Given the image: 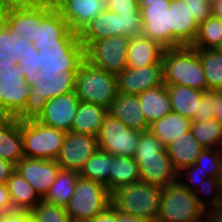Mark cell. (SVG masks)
<instances>
[{
	"instance_id": "cell-13",
	"label": "cell",
	"mask_w": 222,
	"mask_h": 222,
	"mask_svg": "<svg viewBox=\"0 0 222 222\" xmlns=\"http://www.w3.org/2000/svg\"><path fill=\"white\" fill-rule=\"evenodd\" d=\"M99 149L97 137L74 131L66 132L57 163L61 169L80 172L84 163Z\"/></svg>"
},
{
	"instance_id": "cell-34",
	"label": "cell",
	"mask_w": 222,
	"mask_h": 222,
	"mask_svg": "<svg viewBox=\"0 0 222 222\" xmlns=\"http://www.w3.org/2000/svg\"><path fill=\"white\" fill-rule=\"evenodd\" d=\"M203 66L208 91L222 90V49H196Z\"/></svg>"
},
{
	"instance_id": "cell-19",
	"label": "cell",
	"mask_w": 222,
	"mask_h": 222,
	"mask_svg": "<svg viewBox=\"0 0 222 222\" xmlns=\"http://www.w3.org/2000/svg\"><path fill=\"white\" fill-rule=\"evenodd\" d=\"M53 2L76 35L106 9L105 0H53Z\"/></svg>"
},
{
	"instance_id": "cell-40",
	"label": "cell",
	"mask_w": 222,
	"mask_h": 222,
	"mask_svg": "<svg viewBox=\"0 0 222 222\" xmlns=\"http://www.w3.org/2000/svg\"><path fill=\"white\" fill-rule=\"evenodd\" d=\"M118 14L119 36L129 38L141 36L140 11H131Z\"/></svg>"
},
{
	"instance_id": "cell-3",
	"label": "cell",
	"mask_w": 222,
	"mask_h": 222,
	"mask_svg": "<svg viewBox=\"0 0 222 222\" xmlns=\"http://www.w3.org/2000/svg\"><path fill=\"white\" fill-rule=\"evenodd\" d=\"M79 102L74 90L55 71L40 87L34 117L47 126L70 132Z\"/></svg>"
},
{
	"instance_id": "cell-11",
	"label": "cell",
	"mask_w": 222,
	"mask_h": 222,
	"mask_svg": "<svg viewBox=\"0 0 222 222\" xmlns=\"http://www.w3.org/2000/svg\"><path fill=\"white\" fill-rule=\"evenodd\" d=\"M130 38L111 36L90 42L79 56L89 65L117 75L127 68Z\"/></svg>"
},
{
	"instance_id": "cell-16",
	"label": "cell",
	"mask_w": 222,
	"mask_h": 222,
	"mask_svg": "<svg viewBox=\"0 0 222 222\" xmlns=\"http://www.w3.org/2000/svg\"><path fill=\"white\" fill-rule=\"evenodd\" d=\"M116 76L119 94L137 96L164 84L162 61L139 68L127 67Z\"/></svg>"
},
{
	"instance_id": "cell-2",
	"label": "cell",
	"mask_w": 222,
	"mask_h": 222,
	"mask_svg": "<svg viewBox=\"0 0 222 222\" xmlns=\"http://www.w3.org/2000/svg\"><path fill=\"white\" fill-rule=\"evenodd\" d=\"M80 101L109 109L118 95L117 76L89 65L79 55L56 71Z\"/></svg>"
},
{
	"instance_id": "cell-57",
	"label": "cell",
	"mask_w": 222,
	"mask_h": 222,
	"mask_svg": "<svg viewBox=\"0 0 222 222\" xmlns=\"http://www.w3.org/2000/svg\"><path fill=\"white\" fill-rule=\"evenodd\" d=\"M217 182H218V190H219V193H220L221 196H222V165H221L220 173H219L218 176H217Z\"/></svg>"
},
{
	"instance_id": "cell-36",
	"label": "cell",
	"mask_w": 222,
	"mask_h": 222,
	"mask_svg": "<svg viewBox=\"0 0 222 222\" xmlns=\"http://www.w3.org/2000/svg\"><path fill=\"white\" fill-rule=\"evenodd\" d=\"M190 131L203 148L222 150V125L215 118L192 121Z\"/></svg>"
},
{
	"instance_id": "cell-52",
	"label": "cell",
	"mask_w": 222,
	"mask_h": 222,
	"mask_svg": "<svg viewBox=\"0 0 222 222\" xmlns=\"http://www.w3.org/2000/svg\"><path fill=\"white\" fill-rule=\"evenodd\" d=\"M212 16L222 20V0L211 3Z\"/></svg>"
},
{
	"instance_id": "cell-18",
	"label": "cell",
	"mask_w": 222,
	"mask_h": 222,
	"mask_svg": "<svg viewBox=\"0 0 222 222\" xmlns=\"http://www.w3.org/2000/svg\"><path fill=\"white\" fill-rule=\"evenodd\" d=\"M140 180L160 188L178 181V171L169 158L166 148L156 155L141 156L136 160Z\"/></svg>"
},
{
	"instance_id": "cell-28",
	"label": "cell",
	"mask_w": 222,
	"mask_h": 222,
	"mask_svg": "<svg viewBox=\"0 0 222 222\" xmlns=\"http://www.w3.org/2000/svg\"><path fill=\"white\" fill-rule=\"evenodd\" d=\"M108 109L102 105L79 102L71 131L87 135H98Z\"/></svg>"
},
{
	"instance_id": "cell-38",
	"label": "cell",
	"mask_w": 222,
	"mask_h": 222,
	"mask_svg": "<svg viewBox=\"0 0 222 222\" xmlns=\"http://www.w3.org/2000/svg\"><path fill=\"white\" fill-rule=\"evenodd\" d=\"M193 193L196 196L199 204L205 209L206 212L212 211L217 206L219 199L221 198V194L218 190L217 178L212 177L204 179L202 184L198 185V188Z\"/></svg>"
},
{
	"instance_id": "cell-46",
	"label": "cell",
	"mask_w": 222,
	"mask_h": 222,
	"mask_svg": "<svg viewBox=\"0 0 222 222\" xmlns=\"http://www.w3.org/2000/svg\"><path fill=\"white\" fill-rule=\"evenodd\" d=\"M30 218L29 211L12 210L0 215V222H27Z\"/></svg>"
},
{
	"instance_id": "cell-51",
	"label": "cell",
	"mask_w": 222,
	"mask_h": 222,
	"mask_svg": "<svg viewBox=\"0 0 222 222\" xmlns=\"http://www.w3.org/2000/svg\"><path fill=\"white\" fill-rule=\"evenodd\" d=\"M214 118L222 125V90L216 91Z\"/></svg>"
},
{
	"instance_id": "cell-6",
	"label": "cell",
	"mask_w": 222,
	"mask_h": 222,
	"mask_svg": "<svg viewBox=\"0 0 222 222\" xmlns=\"http://www.w3.org/2000/svg\"><path fill=\"white\" fill-rule=\"evenodd\" d=\"M160 195V187L140 180L112 192L111 204L122 213L153 222L159 215Z\"/></svg>"
},
{
	"instance_id": "cell-10",
	"label": "cell",
	"mask_w": 222,
	"mask_h": 222,
	"mask_svg": "<svg viewBox=\"0 0 222 222\" xmlns=\"http://www.w3.org/2000/svg\"><path fill=\"white\" fill-rule=\"evenodd\" d=\"M111 192L101 183L79 176L65 210L73 222H88L111 205Z\"/></svg>"
},
{
	"instance_id": "cell-48",
	"label": "cell",
	"mask_w": 222,
	"mask_h": 222,
	"mask_svg": "<svg viewBox=\"0 0 222 222\" xmlns=\"http://www.w3.org/2000/svg\"><path fill=\"white\" fill-rule=\"evenodd\" d=\"M15 171V164L0 158V184H6Z\"/></svg>"
},
{
	"instance_id": "cell-14",
	"label": "cell",
	"mask_w": 222,
	"mask_h": 222,
	"mask_svg": "<svg viewBox=\"0 0 222 222\" xmlns=\"http://www.w3.org/2000/svg\"><path fill=\"white\" fill-rule=\"evenodd\" d=\"M170 0L150 3L139 9L141 17V36L152 39L165 49L172 48L170 31Z\"/></svg>"
},
{
	"instance_id": "cell-39",
	"label": "cell",
	"mask_w": 222,
	"mask_h": 222,
	"mask_svg": "<svg viewBox=\"0 0 222 222\" xmlns=\"http://www.w3.org/2000/svg\"><path fill=\"white\" fill-rule=\"evenodd\" d=\"M195 165L199 170L207 173L212 178H217L222 165V150L213 148H203L198 155Z\"/></svg>"
},
{
	"instance_id": "cell-41",
	"label": "cell",
	"mask_w": 222,
	"mask_h": 222,
	"mask_svg": "<svg viewBox=\"0 0 222 222\" xmlns=\"http://www.w3.org/2000/svg\"><path fill=\"white\" fill-rule=\"evenodd\" d=\"M164 148V145L149 130L141 131L133 158L137 160L141 156L156 155Z\"/></svg>"
},
{
	"instance_id": "cell-1",
	"label": "cell",
	"mask_w": 222,
	"mask_h": 222,
	"mask_svg": "<svg viewBox=\"0 0 222 222\" xmlns=\"http://www.w3.org/2000/svg\"><path fill=\"white\" fill-rule=\"evenodd\" d=\"M50 73L41 62L0 64V117L34 116L40 87Z\"/></svg>"
},
{
	"instance_id": "cell-9",
	"label": "cell",
	"mask_w": 222,
	"mask_h": 222,
	"mask_svg": "<svg viewBox=\"0 0 222 222\" xmlns=\"http://www.w3.org/2000/svg\"><path fill=\"white\" fill-rule=\"evenodd\" d=\"M55 8L53 0H16L0 12V21L33 44L37 25Z\"/></svg>"
},
{
	"instance_id": "cell-44",
	"label": "cell",
	"mask_w": 222,
	"mask_h": 222,
	"mask_svg": "<svg viewBox=\"0 0 222 222\" xmlns=\"http://www.w3.org/2000/svg\"><path fill=\"white\" fill-rule=\"evenodd\" d=\"M190 9V13L198 24L212 16L211 3L208 0H184Z\"/></svg>"
},
{
	"instance_id": "cell-22",
	"label": "cell",
	"mask_w": 222,
	"mask_h": 222,
	"mask_svg": "<svg viewBox=\"0 0 222 222\" xmlns=\"http://www.w3.org/2000/svg\"><path fill=\"white\" fill-rule=\"evenodd\" d=\"M138 96L119 94L112 101L108 112L130 129L146 131L149 128Z\"/></svg>"
},
{
	"instance_id": "cell-21",
	"label": "cell",
	"mask_w": 222,
	"mask_h": 222,
	"mask_svg": "<svg viewBox=\"0 0 222 222\" xmlns=\"http://www.w3.org/2000/svg\"><path fill=\"white\" fill-rule=\"evenodd\" d=\"M119 36L118 14L104 9L77 35V49L80 53L90 42Z\"/></svg>"
},
{
	"instance_id": "cell-42",
	"label": "cell",
	"mask_w": 222,
	"mask_h": 222,
	"mask_svg": "<svg viewBox=\"0 0 222 222\" xmlns=\"http://www.w3.org/2000/svg\"><path fill=\"white\" fill-rule=\"evenodd\" d=\"M181 177H184L183 179L185 180ZM208 178H210V176L199 170V166L195 164L187 166L178 172V181L191 192H194L198 188V185H201L204 179Z\"/></svg>"
},
{
	"instance_id": "cell-31",
	"label": "cell",
	"mask_w": 222,
	"mask_h": 222,
	"mask_svg": "<svg viewBox=\"0 0 222 222\" xmlns=\"http://www.w3.org/2000/svg\"><path fill=\"white\" fill-rule=\"evenodd\" d=\"M109 178V191L140 181L139 167L133 157L113 156Z\"/></svg>"
},
{
	"instance_id": "cell-29",
	"label": "cell",
	"mask_w": 222,
	"mask_h": 222,
	"mask_svg": "<svg viewBox=\"0 0 222 222\" xmlns=\"http://www.w3.org/2000/svg\"><path fill=\"white\" fill-rule=\"evenodd\" d=\"M171 100L172 111L194 120L199 112L203 91L188 86L166 85Z\"/></svg>"
},
{
	"instance_id": "cell-56",
	"label": "cell",
	"mask_w": 222,
	"mask_h": 222,
	"mask_svg": "<svg viewBox=\"0 0 222 222\" xmlns=\"http://www.w3.org/2000/svg\"><path fill=\"white\" fill-rule=\"evenodd\" d=\"M16 0H0V12L3 11L7 6L14 3Z\"/></svg>"
},
{
	"instance_id": "cell-7",
	"label": "cell",
	"mask_w": 222,
	"mask_h": 222,
	"mask_svg": "<svg viewBox=\"0 0 222 222\" xmlns=\"http://www.w3.org/2000/svg\"><path fill=\"white\" fill-rule=\"evenodd\" d=\"M24 157L56 160L66 132L39 122L34 116L21 118Z\"/></svg>"
},
{
	"instance_id": "cell-25",
	"label": "cell",
	"mask_w": 222,
	"mask_h": 222,
	"mask_svg": "<svg viewBox=\"0 0 222 222\" xmlns=\"http://www.w3.org/2000/svg\"><path fill=\"white\" fill-rule=\"evenodd\" d=\"M147 123L159 120L172 112L171 100L165 84L137 95Z\"/></svg>"
},
{
	"instance_id": "cell-58",
	"label": "cell",
	"mask_w": 222,
	"mask_h": 222,
	"mask_svg": "<svg viewBox=\"0 0 222 222\" xmlns=\"http://www.w3.org/2000/svg\"><path fill=\"white\" fill-rule=\"evenodd\" d=\"M215 1H217V0H208L209 3H213Z\"/></svg>"
},
{
	"instance_id": "cell-37",
	"label": "cell",
	"mask_w": 222,
	"mask_h": 222,
	"mask_svg": "<svg viewBox=\"0 0 222 222\" xmlns=\"http://www.w3.org/2000/svg\"><path fill=\"white\" fill-rule=\"evenodd\" d=\"M32 222H73L65 207L51 204L43 199L30 211Z\"/></svg>"
},
{
	"instance_id": "cell-49",
	"label": "cell",
	"mask_w": 222,
	"mask_h": 222,
	"mask_svg": "<svg viewBox=\"0 0 222 222\" xmlns=\"http://www.w3.org/2000/svg\"><path fill=\"white\" fill-rule=\"evenodd\" d=\"M88 222H116V208L111 204Z\"/></svg>"
},
{
	"instance_id": "cell-23",
	"label": "cell",
	"mask_w": 222,
	"mask_h": 222,
	"mask_svg": "<svg viewBox=\"0 0 222 222\" xmlns=\"http://www.w3.org/2000/svg\"><path fill=\"white\" fill-rule=\"evenodd\" d=\"M0 158L15 165L24 158L21 118L0 117Z\"/></svg>"
},
{
	"instance_id": "cell-12",
	"label": "cell",
	"mask_w": 222,
	"mask_h": 222,
	"mask_svg": "<svg viewBox=\"0 0 222 222\" xmlns=\"http://www.w3.org/2000/svg\"><path fill=\"white\" fill-rule=\"evenodd\" d=\"M140 131L128 128L109 112L97 135L99 150L109 154L134 157Z\"/></svg>"
},
{
	"instance_id": "cell-5",
	"label": "cell",
	"mask_w": 222,
	"mask_h": 222,
	"mask_svg": "<svg viewBox=\"0 0 222 222\" xmlns=\"http://www.w3.org/2000/svg\"><path fill=\"white\" fill-rule=\"evenodd\" d=\"M163 82L208 91L203 66L192 46L172 47L164 50L162 57Z\"/></svg>"
},
{
	"instance_id": "cell-15",
	"label": "cell",
	"mask_w": 222,
	"mask_h": 222,
	"mask_svg": "<svg viewBox=\"0 0 222 222\" xmlns=\"http://www.w3.org/2000/svg\"><path fill=\"white\" fill-rule=\"evenodd\" d=\"M41 62L51 73L55 72L34 50L33 44L19 32L9 30L0 21V64Z\"/></svg>"
},
{
	"instance_id": "cell-33",
	"label": "cell",
	"mask_w": 222,
	"mask_h": 222,
	"mask_svg": "<svg viewBox=\"0 0 222 222\" xmlns=\"http://www.w3.org/2000/svg\"><path fill=\"white\" fill-rule=\"evenodd\" d=\"M113 155L97 150L83 165L79 175L103 184L109 190L110 168Z\"/></svg>"
},
{
	"instance_id": "cell-26",
	"label": "cell",
	"mask_w": 222,
	"mask_h": 222,
	"mask_svg": "<svg viewBox=\"0 0 222 222\" xmlns=\"http://www.w3.org/2000/svg\"><path fill=\"white\" fill-rule=\"evenodd\" d=\"M165 148L178 172L187 166L195 164L198 155L203 150V147L194 138L191 131L183 133Z\"/></svg>"
},
{
	"instance_id": "cell-55",
	"label": "cell",
	"mask_w": 222,
	"mask_h": 222,
	"mask_svg": "<svg viewBox=\"0 0 222 222\" xmlns=\"http://www.w3.org/2000/svg\"><path fill=\"white\" fill-rule=\"evenodd\" d=\"M217 216L222 218V196L219 199L217 206L212 210Z\"/></svg>"
},
{
	"instance_id": "cell-17",
	"label": "cell",
	"mask_w": 222,
	"mask_h": 222,
	"mask_svg": "<svg viewBox=\"0 0 222 222\" xmlns=\"http://www.w3.org/2000/svg\"><path fill=\"white\" fill-rule=\"evenodd\" d=\"M61 170L56 160H41L24 157L15 165V171L20 174L43 199Z\"/></svg>"
},
{
	"instance_id": "cell-30",
	"label": "cell",
	"mask_w": 222,
	"mask_h": 222,
	"mask_svg": "<svg viewBox=\"0 0 222 222\" xmlns=\"http://www.w3.org/2000/svg\"><path fill=\"white\" fill-rule=\"evenodd\" d=\"M6 185L14 210L30 212L42 200L33 187L16 171L13 172Z\"/></svg>"
},
{
	"instance_id": "cell-8",
	"label": "cell",
	"mask_w": 222,
	"mask_h": 222,
	"mask_svg": "<svg viewBox=\"0 0 222 222\" xmlns=\"http://www.w3.org/2000/svg\"><path fill=\"white\" fill-rule=\"evenodd\" d=\"M207 212L179 181L161 188L158 222H201Z\"/></svg>"
},
{
	"instance_id": "cell-53",
	"label": "cell",
	"mask_w": 222,
	"mask_h": 222,
	"mask_svg": "<svg viewBox=\"0 0 222 222\" xmlns=\"http://www.w3.org/2000/svg\"><path fill=\"white\" fill-rule=\"evenodd\" d=\"M205 220L207 222H222V218L217 216L213 211H208L205 214Z\"/></svg>"
},
{
	"instance_id": "cell-24",
	"label": "cell",
	"mask_w": 222,
	"mask_h": 222,
	"mask_svg": "<svg viewBox=\"0 0 222 222\" xmlns=\"http://www.w3.org/2000/svg\"><path fill=\"white\" fill-rule=\"evenodd\" d=\"M165 48L143 36L130 38L127 52V67L139 68L162 61Z\"/></svg>"
},
{
	"instance_id": "cell-54",
	"label": "cell",
	"mask_w": 222,
	"mask_h": 222,
	"mask_svg": "<svg viewBox=\"0 0 222 222\" xmlns=\"http://www.w3.org/2000/svg\"><path fill=\"white\" fill-rule=\"evenodd\" d=\"M139 9H144L150 5V3L164 2V0H137Z\"/></svg>"
},
{
	"instance_id": "cell-27",
	"label": "cell",
	"mask_w": 222,
	"mask_h": 222,
	"mask_svg": "<svg viewBox=\"0 0 222 222\" xmlns=\"http://www.w3.org/2000/svg\"><path fill=\"white\" fill-rule=\"evenodd\" d=\"M192 120L176 112L152 122L148 130L166 147L180 135L190 131Z\"/></svg>"
},
{
	"instance_id": "cell-43",
	"label": "cell",
	"mask_w": 222,
	"mask_h": 222,
	"mask_svg": "<svg viewBox=\"0 0 222 222\" xmlns=\"http://www.w3.org/2000/svg\"><path fill=\"white\" fill-rule=\"evenodd\" d=\"M216 91H205L199 104V112L196 113L193 121H206L214 119Z\"/></svg>"
},
{
	"instance_id": "cell-47",
	"label": "cell",
	"mask_w": 222,
	"mask_h": 222,
	"mask_svg": "<svg viewBox=\"0 0 222 222\" xmlns=\"http://www.w3.org/2000/svg\"><path fill=\"white\" fill-rule=\"evenodd\" d=\"M14 210L6 184H0V215Z\"/></svg>"
},
{
	"instance_id": "cell-4",
	"label": "cell",
	"mask_w": 222,
	"mask_h": 222,
	"mask_svg": "<svg viewBox=\"0 0 222 222\" xmlns=\"http://www.w3.org/2000/svg\"><path fill=\"white\" fill-rule=\"evenodd\" d=\"M33 48L54 71L79 55L77 35L56 8L37 25Z\"/></svg>"
},
{
	"instance_id": "cell-20",
	"label": "cell",
	"mask_w": 222,
	"mask_h": 222,
	"mask_svg": "<svg viewBox=\"0 0 222 222\" xmlns=\"http://www.w3.org/2000/svg\"><path fill=\"white\" fill-rule=\"evenodd\" d=\"M169 9L172 47L191 46L197 37L199 24L188 5L184 0H170Z\"/></svg>"
},
{
	"instance_id": "cell-45",
	"label": "cell",
	"mask_w": 222,
	"mask_h": 222,
	"mask_svg": "<svg viewBox=\"0 0 222 222\" xmlns=\"http://www.w3.org/2000/svg\"><path fill=\"white\" fill-rule=\"evenodd\" d=\"M106 9L115 13L139 11L137 0H105Z\"/></svg>"
},
{
	"instance_id": "cell-32",
	"label": "cell",
	"mask_w": 222,
	"mask_h": 222,
	"mask_svg": "<svg viewBox=\"0 0 222 222\" xmlns=\"http://www.w3.org/2000/svg\"><path fill=\"white\" fill-rule=\"evenodd\" d=\"M79 176V172L61 169L43 200L65 207L74 193Z\"/></svg>"
},
{
	"instance_id": "cell-50",
	"label": "cell",
	"mask_w": 222,
	"mask_h": 222,
	"mask_svg": "<svg viewBox=\"0 0 222 222\" xmlns=\"http://www.w3.org/2000/svg\"><path fill=\"white\" fill-rule=\"evenodd\" d=\"M116 222H150L142 217H135L130 214L122 213L116 209Z\"/></svg>"
},
{
	"instance_id": "cell-35",
	"label": "cell",
	"mask_w": 222,
	"mask_h": 222,
	"mask_svg": "<svg viewBox=\"0 0 222 222\" xmlns=\"http://www.w3.org/2000/svg\"><path fill=\"white\" fill-rule=\"evenodd\" d=\"M195 49H222V20L213 16L199 24Z\"/></svg>"
}]
</instances>
